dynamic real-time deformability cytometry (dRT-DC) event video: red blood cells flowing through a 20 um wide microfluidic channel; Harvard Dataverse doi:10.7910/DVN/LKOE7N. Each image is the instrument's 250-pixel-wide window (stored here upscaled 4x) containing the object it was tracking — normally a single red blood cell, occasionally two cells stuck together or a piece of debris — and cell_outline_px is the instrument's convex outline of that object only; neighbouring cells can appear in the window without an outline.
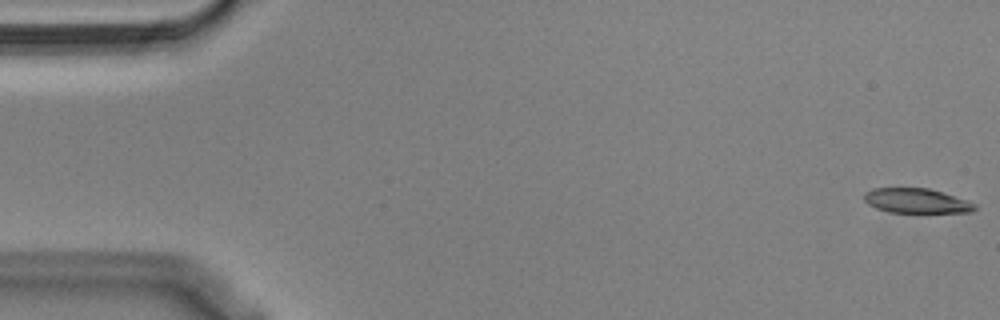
{"species": "Egyptian fruit bat (a non-hibernating species)", "species_latin": "Rousettus aegyptiacus", "temperature_condition": "cold", "stored_images_in_passage": 56, "camera_frame_rate_fps": 3000, "um_per_image_px": 0.085, "animal": {"sex": "male"}, "frame": {"image": 1, "passage_image": 1, "time_ms": 0.0, "image_size_px": [1000, 320], "cell_outline_px": [[976, 208], [972, 212], [888, 212], [876, 208], [868, 204], [864, 200], [864, 192], [872, 188], [928, 188], [968, 200], [976, 204]], "centroid_in_image_um": [77.88, 17.06], "position_along_channel_um": 7.1, "area_um2": 15.9}}
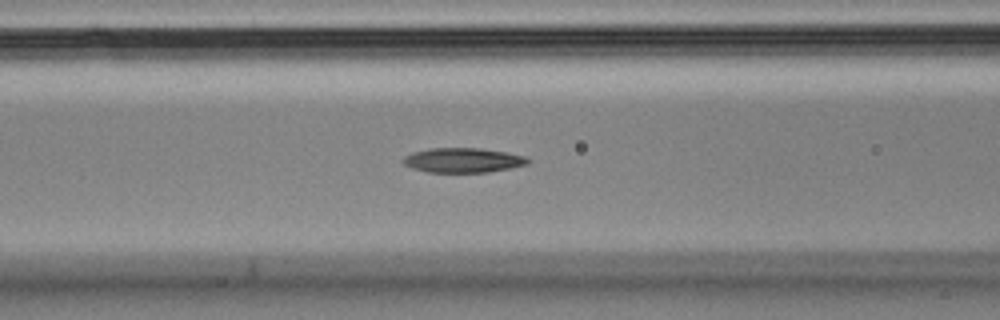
{"frame": {"image": 2, "passage_image": 22, "time_ms": 7.0, "image_size_px": [1000, 320], "cell_outline_px": [[532, 160], [528, 164], [512, 168], [488, 172], [428, 172], [412, 168], [404, 164], [400, 160], [404, 156], [412, 152], [428, 148], [480, 148], [508, 152], [528, 156]], "centroid_in_image_um": [39.39, 13.61], "position_along_channel_um": 127.2, "area_um2": 18.26}}
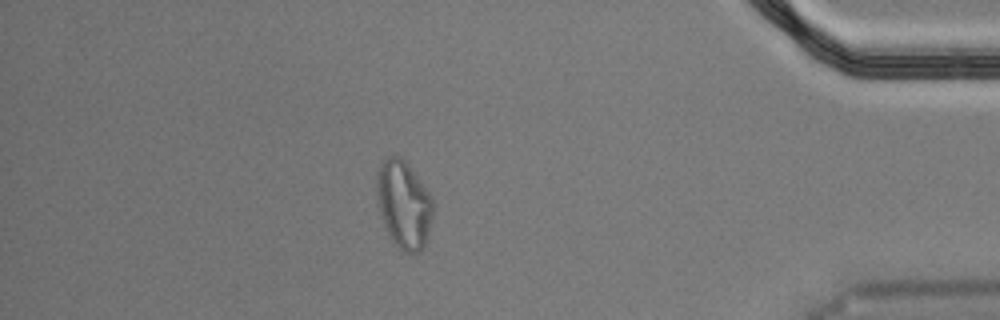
{"frame": {"image": 3, "passage_image": 48, "time_ms": 15.667, "image_size_px": [1000, 320], "cell_outline_px": [[432, 220], [424, 244], [420, 252], [404, 252], [392, 240], [384, 224], [380, 212], [376, 192], [376, 176], [384, 160], [388, 156], [400, 156], [408, 164], [432, 196]], "centroid_in_image_um": [34.32, 17.36], "position_along_channel_um": 400.9, "area_um2": 28.32}}